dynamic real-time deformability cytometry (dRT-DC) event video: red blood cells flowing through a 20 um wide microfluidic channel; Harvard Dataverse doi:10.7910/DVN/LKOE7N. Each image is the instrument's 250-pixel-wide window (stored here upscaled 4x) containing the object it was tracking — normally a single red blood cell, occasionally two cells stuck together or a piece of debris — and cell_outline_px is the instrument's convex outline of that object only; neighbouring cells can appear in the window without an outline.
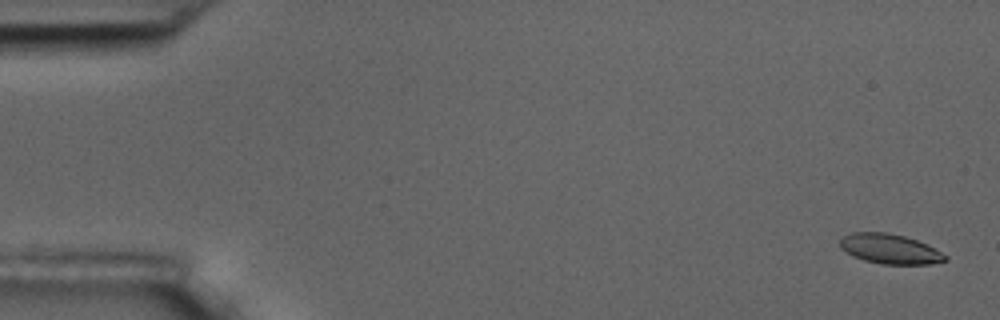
{"species": "common noctule bat (a hibernating species)", "species_latin": "Nyctalus noctula", "temperature_condition": "room temperature", "stored_images_in_passage": 57, "camera_frame_rate_fps": 3000, "um_per_image_px": 0.085, "animal": {"sex": "male", "body_mass_g": 17.5, "forearm_length_mm": 52.3}, "frame": {"image": 1, "passage_image": 2, "time_ms": 0.333, "image_size_px": [1000, 320], "cell_outline_px": [[948, 260], [932, 264], [880, 264], [864, 260], [852, 256], [840, 248], [840, 240], [844, 236], [852, 232], [888, 232], [904, 236], [916, 240], [948, 256]], "centroid_in_image_um": [75.61, 21.16], "position_along_channel_um": 9.4, "area_um2": 18.21}}
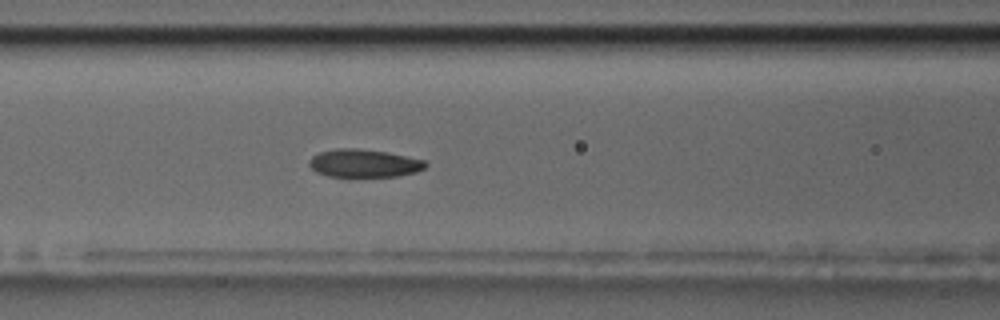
{"frame": {"image": 2, "passage_image": 24, "time_ms": 7.667, "image_size_px": [1000, 320], "cell_outline_px": [[428, 164], [424, 168], [416, 172], [396, 176], [328, 176], [316, 172], [308, 164], [308, 160], [312, 156], [320, 152], [336, 148], [360, 148], [388, 152], [424, 160]], "centroid_in_image_um": [30.92, 13.86], "position_along_channel_um": 135.7, "area_um2": 18.96}}
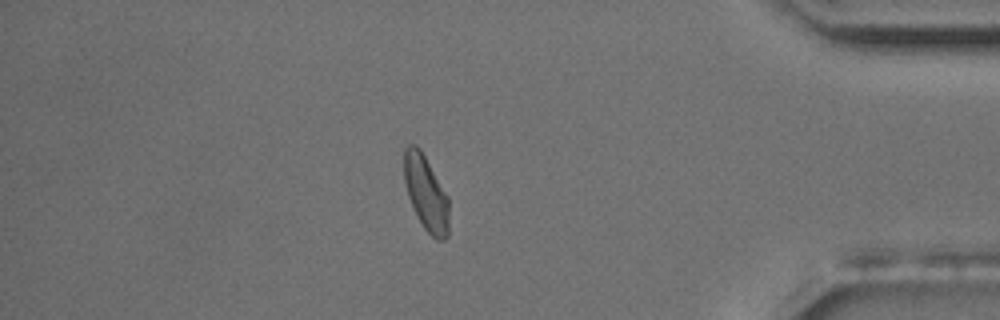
{"frame": {"image": 3, "passage_image": 49, "time_ms": 16.0, "image_size_px": [1000, 320], "cell_outline_px": [[448, 236], [444, 240], [436, 240], [424, 228], [408, 196], [404, 180], [404, 148], [408, 144], [416, 144], [420, 148], [448, 196]], "centroid_in_image_um": [36.21, 16.39], "position_along_channel_um": 399.0, "area_um2": 19.42}, "authors_computed_cell_mechanics": {"area_um2": 19.363, "velocity_mm_per_s": 3.5915, "shape_relaxation_time_tau1_ms": 4.9618, "shape_relaxation_time_tau2_ms": 2.4364, "deformation_change_tau1": 0.1219, "deformation_change_tau2": 0.079}}